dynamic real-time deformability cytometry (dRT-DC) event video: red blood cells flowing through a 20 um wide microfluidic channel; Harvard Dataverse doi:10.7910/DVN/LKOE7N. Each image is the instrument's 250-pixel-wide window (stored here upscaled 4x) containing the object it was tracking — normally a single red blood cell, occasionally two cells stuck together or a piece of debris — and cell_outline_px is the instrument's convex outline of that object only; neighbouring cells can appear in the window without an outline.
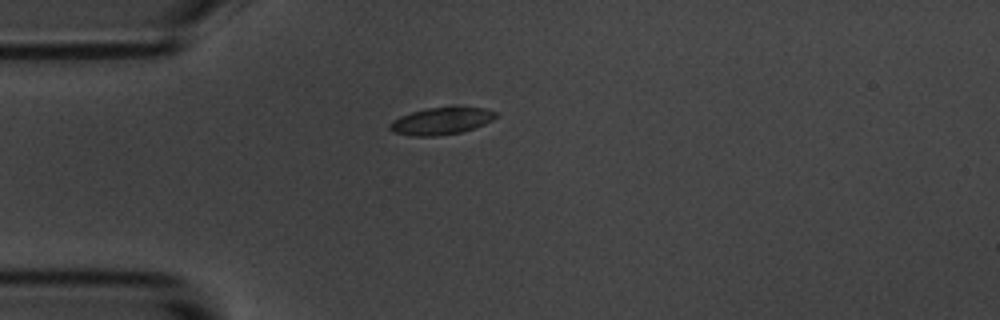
{"species": "common noctule bat (a hibernating species)", "species_latin": "Nyctalus noctula", "temperature_condition": "room temperature", "stored_images_in_passage": 1, "camera_frame_rate_fps": 3000, "um_per_image_px": 0.085, "animal": {"sex": "male", "body_mass_g": 20.1, "forearm_length_mm": 53.5}, "frame": {"image": 1, "passage_image": 1, "time_ms": 0.0, "image_size_px": [1000, 320], "cell_outline_px": [[496, 116], [492, 120], [484, 124], [460, 132], [436, 136], [412, 136], [392, 132], [388, 128], [388, 124], [392, 120], [400, 116], [412, 112], [428, 108], [484, 108], [496, 112]], "centroid_in_image_um": [37.43, 10.3], "position_along_channel_um": 47.6, "area_um2": 16.42}}